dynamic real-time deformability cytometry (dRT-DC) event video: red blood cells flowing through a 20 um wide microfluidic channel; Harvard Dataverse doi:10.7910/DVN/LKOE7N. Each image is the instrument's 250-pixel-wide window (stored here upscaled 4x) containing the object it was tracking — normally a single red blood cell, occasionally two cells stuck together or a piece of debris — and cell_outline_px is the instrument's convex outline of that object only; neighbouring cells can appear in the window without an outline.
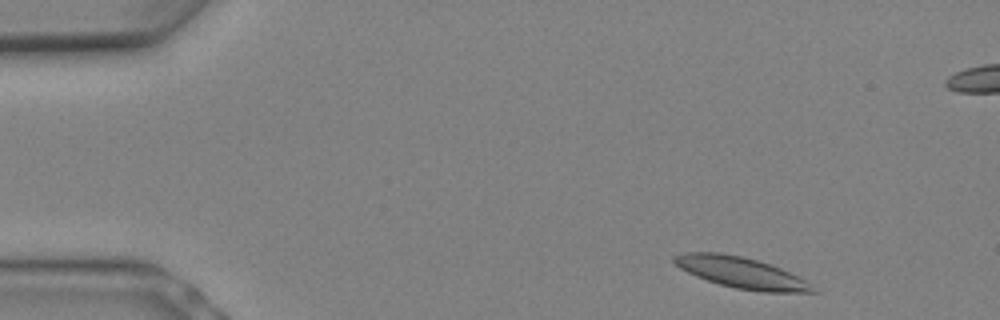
{"species": "Egyptian fruit bat (a non-hibernating species)", "species_latin": "Rousettus aegyptiacus", "temperature_condition": "warm", "stored_images_in_passage": 6, "camera_frame_rate_fps": 3000, "um_per_image_px": 0.085, "animal": {"sex": "female"}, "frame": {"image": 1, "passage_image": 1, "time_ms": 0.0, "image_size_px": [1000, 320], "cell_outline_px": [[820, 292], [764, 292], [736, 288], [720, 284], [696, 276], [680, 268], [672, 260], [672, 256], [684, 252], [720, 252], [744, 256], [780, 268], [804, 280]], "centroid_in_image_um": [62.96, 23.16], "position_along_channel_um": 22.0, "area_um2": 24.8}}